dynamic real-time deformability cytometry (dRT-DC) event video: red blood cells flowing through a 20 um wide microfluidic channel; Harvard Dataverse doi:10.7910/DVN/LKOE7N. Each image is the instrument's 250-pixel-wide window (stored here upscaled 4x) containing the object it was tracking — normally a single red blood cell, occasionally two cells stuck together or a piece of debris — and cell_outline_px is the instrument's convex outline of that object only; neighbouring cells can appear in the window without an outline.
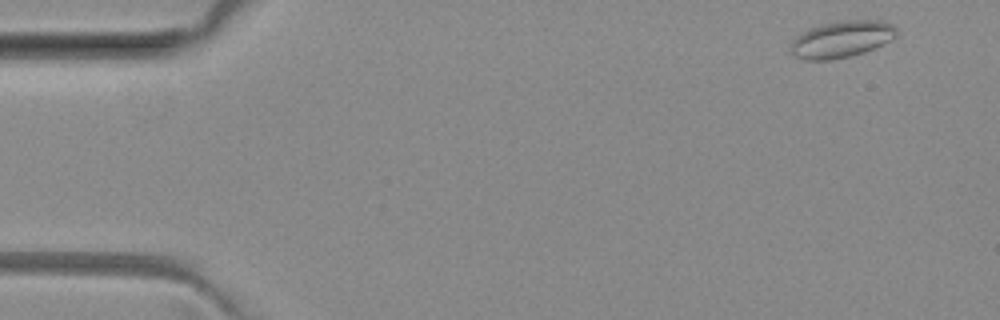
{"species": "common noctule bat (a hibernating species)", "species_latin": "Nyctalus noctula", "temperature_condition": "room temperature", "stored_images_in_passage": 52, "camera_frame_rate_fps": 3000, "um_per_image_px": 0.085, "animal": {"sex": "female", "body_mass_g": 29.2, "forearm_length_mm": 56.3}, "frame": {"image": 1, "passage_image": 3, "time_ms": 0.667, "image_size_px": [1000, 320], "cell_outline_px": [[896, 36], [892, 40], [864, 52], [848, 56], [828, 60], [804, 60], [792, 56], [788, 48], [792, 40], [796, 36], [812, 28], [824, 24], [844, 20], [880, 20], [892, 24], [896, 28]], "centroid_in_image_um": [71.51, 3.34], "position_along_channel_um": 13.5, "area_um2": 22.6}}
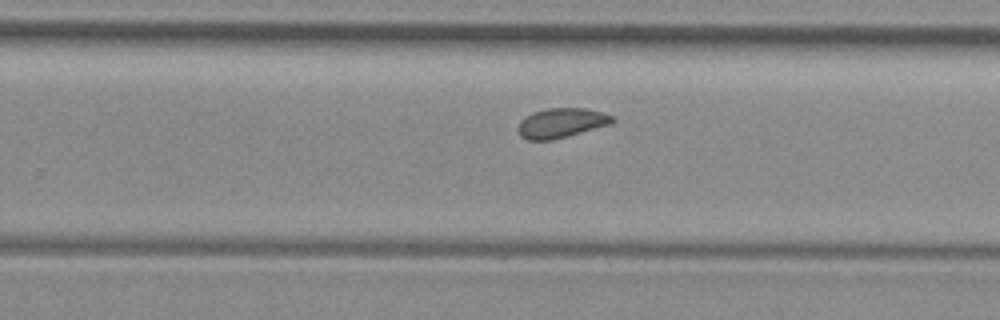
{"frame": {"image": 2, "passage_image": 32, "time_ms": 10.333, "image_size_px": [1000, 320], "cell_outline_px": [[616, 120], [612, 124], [568, 136], [552, 140], [528, 140], [520, 136], [520, 120], [532, 112], [548, 108], [588, 108], [604, 112], [612, 116]], "centroid_in_image_um": [47.77, 10.44], "position_along_channel_um": 282.0, "area_um2": 16.36}}
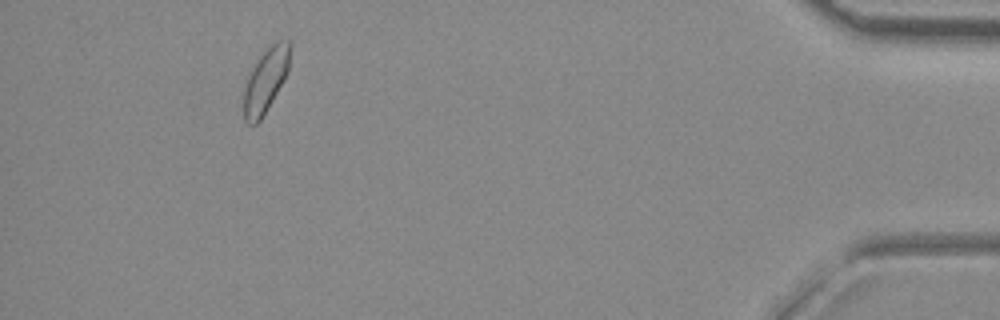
{"frame": {"image": 3, "passage_image": 47, "time_ms": 15.333, "image_size_px": [1000, 320], "cell_outline_px": [[292, 44], [288, 72], [284, 80], [260, 120], [256, 124], [248, 124], [244, 120], [244, 84], [248, 72], [260, 52], [264, 48], [276, 40], [288, 40]], "centroid_in_image_um": [22.58, 6.73], "position_along_channel_um": 412.6, "area_um2": 17.86}}